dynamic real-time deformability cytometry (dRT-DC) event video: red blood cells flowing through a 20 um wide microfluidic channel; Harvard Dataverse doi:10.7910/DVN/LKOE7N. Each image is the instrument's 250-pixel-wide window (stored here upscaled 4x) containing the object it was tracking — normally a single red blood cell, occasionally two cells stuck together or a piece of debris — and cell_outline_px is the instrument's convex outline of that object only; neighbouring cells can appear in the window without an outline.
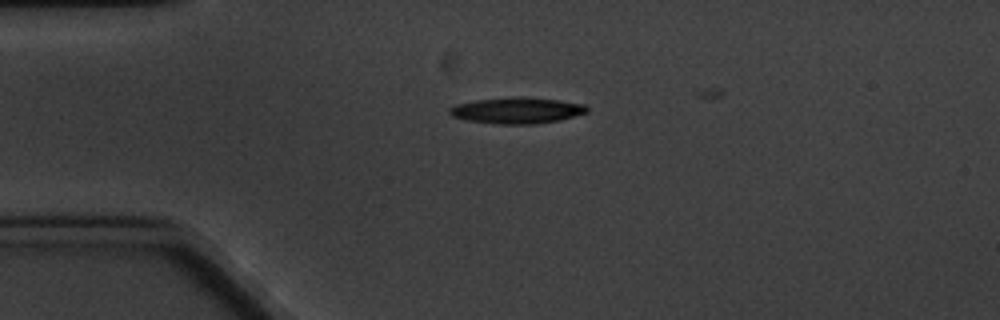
{"species": "common noctule bat (a hibernating species)", "species_latin": "Nyctalus noctula", "temperature_condition": "cold", "stored_images_in_passage": 2, "camera_frame_rate_fps": 3000, "um_per_image_px": 0.085, "animal": {"sex": "male", "body_mass_g": 20.1, "forearm_length_mm": 53.5}, "frame": {"image": 1, "passage_image": 1, "time_ms": 0.0, "image_size_px": [1000, 320], "cell_outline_px": [[588, 112], [560, 120], [536, 124], [500, 124], [464, 120], [452, 116], [448, 112], [448, 108], [456, 104], [476, 100], [512, 96], [520, 96], [560, 100], [584, 104], [588, 108]], "centroid_in_image_um": [43.92, 9.38], "position_along_channel_um": 41.1, "area_um2": 21.15}}